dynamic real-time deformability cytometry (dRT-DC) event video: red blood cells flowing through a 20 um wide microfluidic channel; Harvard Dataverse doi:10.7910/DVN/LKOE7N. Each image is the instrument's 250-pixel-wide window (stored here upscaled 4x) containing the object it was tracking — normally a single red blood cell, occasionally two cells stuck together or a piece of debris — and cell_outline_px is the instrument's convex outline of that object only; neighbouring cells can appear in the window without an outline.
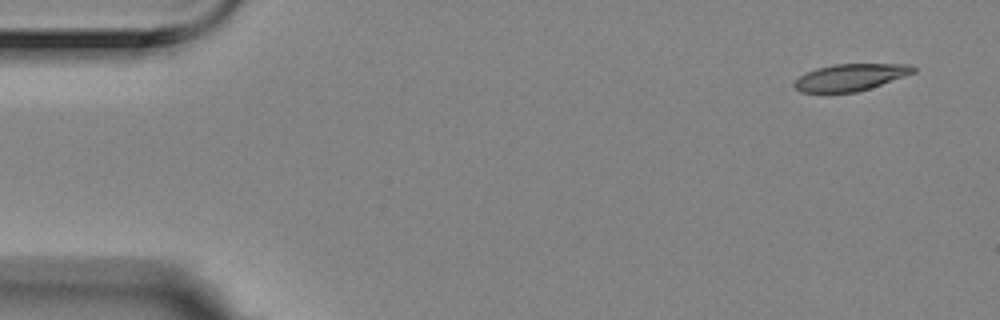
{"species": "Egyptian fruit bat (a non-hibernating species)", "species_latin": "Rousettus aegyptiacus", "temperature_condition": "room temperature", "stored_images_in_passage": 5, "camera_frame_rate_fps": 3000, "um_per_image_px": 0.085, "animal": {"sex": "female"}, "frame": {"image": 1, "passage_image": 1, "time_ms": 0.0, "image_size_px": [1000, 320], "cell_outline_px": [[916, 72], [856, 92], [800, 92], [792, 84], [804, 72], [816, 68], [832, 64], [912, 64], [916, 68]], "centroid_in_image_um": [72.26, 6.55], "position_along_channel_um": 12.7, "area_um2": 18.5}}
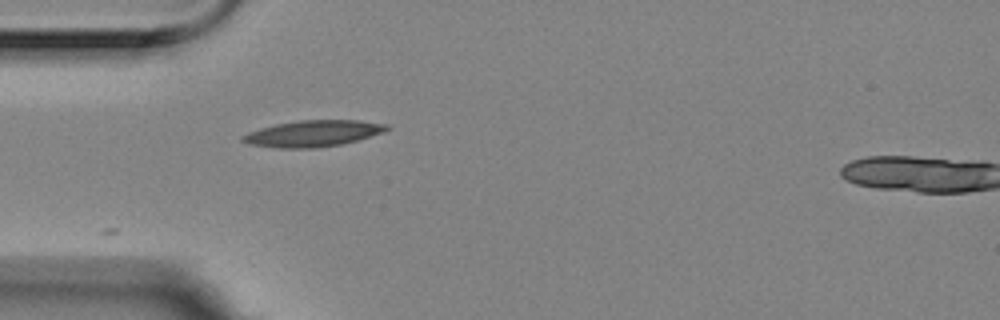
{"frame": {"image": 2, "passage_image": 4, "time_ms": 1.0, "image_size_px": [1000, 320], "cell_outline_px": [[392, 128], [384, 132], [356, 140], [340, 144], [316, 148], [276, 148], [248, 144], [240, 140], [240, 136], [248, 132], [260, 128], [276, 124], [300, 120], [360, 120], [388, 124]], "centroid_in_image_um": [26.59, 11.34], "position_along_channel_um": 58.4, "area_um2": 22.2}}